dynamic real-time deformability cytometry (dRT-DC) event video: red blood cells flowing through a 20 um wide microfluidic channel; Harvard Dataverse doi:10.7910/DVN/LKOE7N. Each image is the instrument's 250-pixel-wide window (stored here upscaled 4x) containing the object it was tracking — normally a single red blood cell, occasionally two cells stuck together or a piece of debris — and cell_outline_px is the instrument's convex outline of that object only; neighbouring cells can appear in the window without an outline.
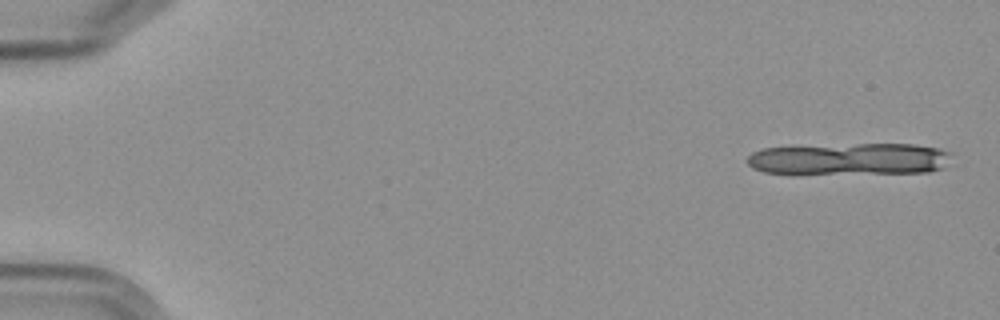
{"species": "Egyptian fruit bat (a non-hibernating species)", "species_latin": "Rousettus aegyptiacus", "temperature_condition": "cold", "stored_images_in_passage": 7, "camera_frame_rate_fps": 3000, "um_per_image_px": 0.085, "frame": {"image": 1, "passage_image": 1, "time_ms": 0.0, "image_size_px": [1000, 320], "cell_outline_px": [[952, 152], [940, 168], [928, 172], [764, 172], [752, 168], [748, 164], [748, 156], [752, 152], [764, 148], [860, 144], [912, 144], [940, 148]], "centroid_in_image_um": [72.22, 13.48], "position_along_channel_um": 12.8, "area_um2": 36.59}}
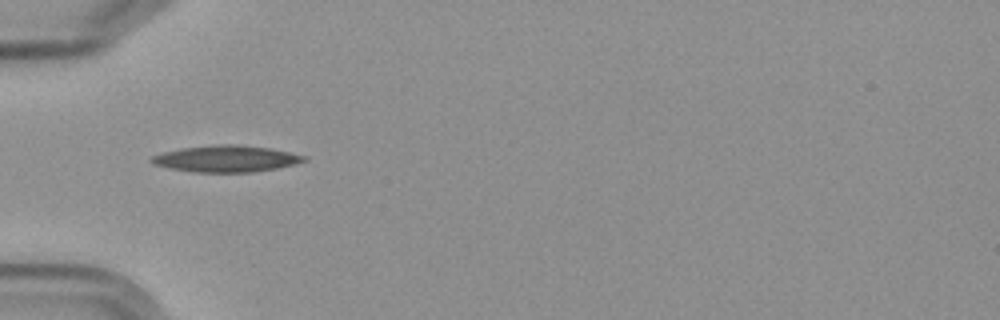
{"frame": {"image": 2, "passage_image": 6, "time_ms": 6.0, "image_size_px": [1000, 320], "cell_outline_px": [[308, 160], [276, 168], [252, 172], [196, 172], [168, 168], [152, 164], [148, 160], [152, 156], [164, 152], [180, 148], [212, 144], [236, 144], [272, 148], [308, 156]], "centroid_in_image_um": [19.21, 13.48], "position_along_channel_um": 65.8, "area_um2": 23.76}}
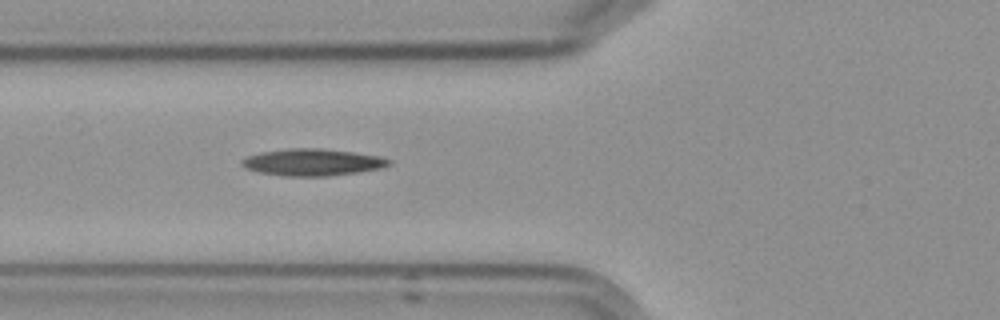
{"frame": {"image": 3, "passage_image": 7, "time_ms": 7.0, "image_size_px": [1000, 320], "cell_outline_px": [[392, 164], [380, 168], [356, 172], [328, 176], [284, 176], [260, 172], [244, 168], [240, 164], [240, 160], [248, 156], [260, 152], [288, 148], [324, 148], [380, 156], [392, 160]], "centroid_in_image_um": [26.54, 13.78], "position_along_channel_um": 99.3, "area_um2": 23.12}}